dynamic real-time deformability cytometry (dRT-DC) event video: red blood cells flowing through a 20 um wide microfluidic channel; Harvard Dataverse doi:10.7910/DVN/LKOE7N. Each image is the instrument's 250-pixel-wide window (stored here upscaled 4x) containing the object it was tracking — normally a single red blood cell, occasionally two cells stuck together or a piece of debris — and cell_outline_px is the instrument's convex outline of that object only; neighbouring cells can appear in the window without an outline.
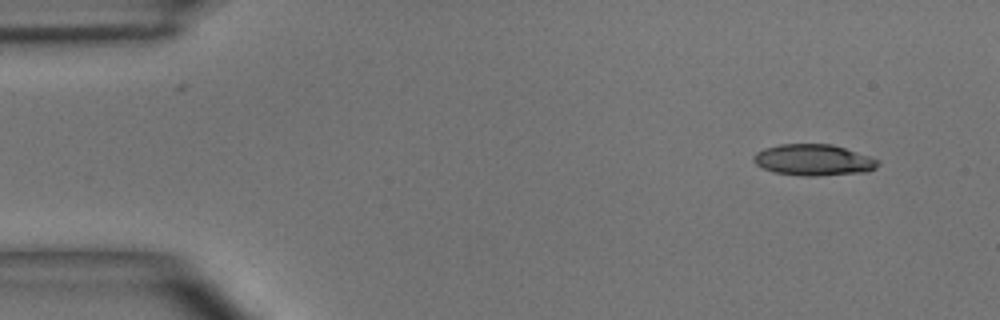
{"species": "common noctule bat (a hibernating species)", "species_latin": "Nyctalus noctula", "temperature_condition": "room temperature", "stored_images_in_passage": 6, "camera_frame_rate_fps": 3000, "um_per_image_px": 0.085, "animal": {"sex": "male", "body_mass_g": 15.6}, "frame": {"image": 1, "passage_image": 1, "time_ms": 0.0, "image_size_px": [1000, 320], "cell_outline_px": [[880, 164], [876, 168], [868, 172], [816, 176], [804, 176], [776, 172], [764, 168], [756, 164], [752, 160], [752, 156], [756, 152], [764, 148], [780, 144], [832, 144], [880, 160]], "centroid_in_image_um": [69.16, 13.6], "position_along_channel_um": 15.8, "area_um2": 22.66}}
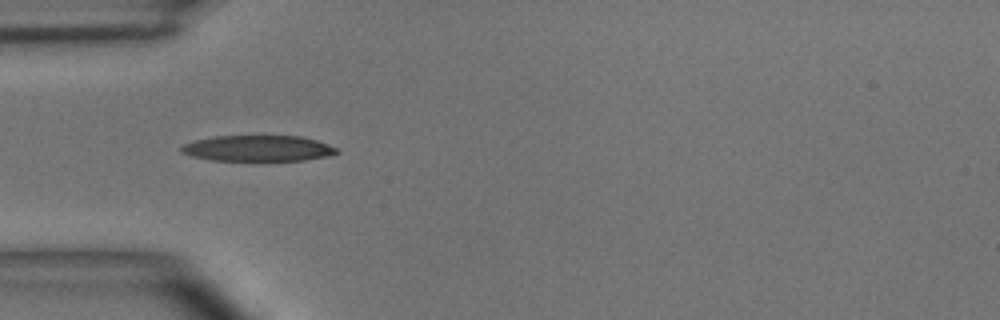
{"frame": {"image": 2, "passage_image": 4, "time_ms": 3.667, "image_size_px": [1000, 320], "cell_outline_px": [[340, 152], [328, 156], [304, 160], [212, 160], [192, 156], [180, 152], [180, 148], [184, 144], [196, 140], [216, 136], [300, 136], [316, 140], [328, 144], [336, 148]], "centroid_in_image_um": [21.94, 12.6], "position_along_channel_um": 63.1, "area_um2": 23.24}}
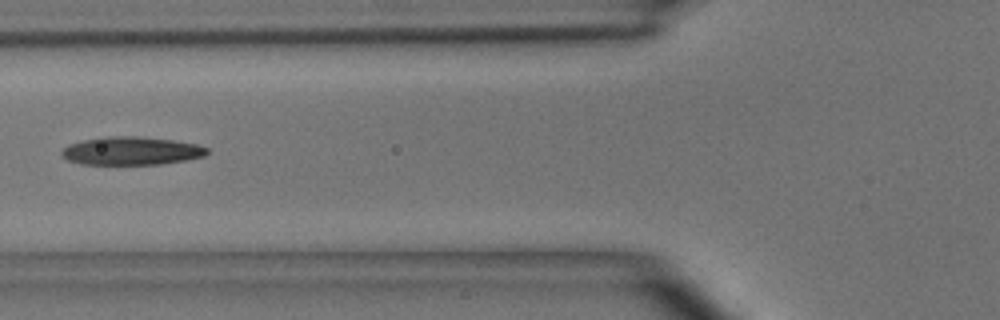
{"frame": {"image": 3, "passage_image": 5, "time_ms": 5.0, "image_size_px": [1000, 320], "cell_outline_px": [[208, 152], [204, 156], [184, 160], [160, 164], [80, 164], [68, 160], [60, 152], [68, 144], [84, 140], [104, 136], [136, 136], [172, 140], [196, 144], [208, 148]], "centroid_in_image_um": [11.14, 12.82], "position_along_channel_um": 114.7, "area_um2": 23.7}}